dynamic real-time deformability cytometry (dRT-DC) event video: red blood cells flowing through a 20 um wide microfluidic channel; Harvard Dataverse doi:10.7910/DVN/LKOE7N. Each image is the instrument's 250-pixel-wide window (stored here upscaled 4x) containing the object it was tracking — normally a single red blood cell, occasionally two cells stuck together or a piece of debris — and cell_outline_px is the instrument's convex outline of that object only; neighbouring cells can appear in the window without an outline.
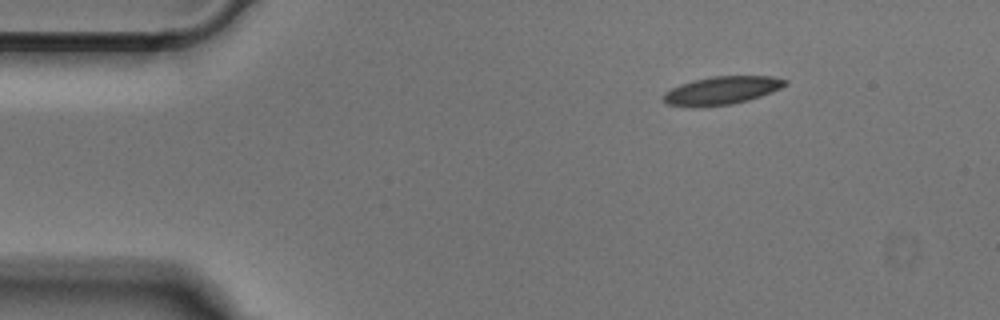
{"species": "Egyptian fruit bat (a non-hibernating species)", "species_latin": "Rousettus aegyptiacus", "temperature_condition": "cold", "stored_images_in_passage": 45, "camera_frame_rate_fps": 3000, "um_per_image_px": 0.085, "animal": {"sex": "male"}, "frame": {"image": 1, "passage_image": 1, "time_ms": 0.0, "image_size_px": [1000, 320], "cell_outline_px": [[788, 84], [772, 92], [748, 100], [732, 104], [692, 108], [668, 104], [664, 100], [664, 92], [680, 84], [692, 80], [712, 76], [772, 76], [788, 80]], "centroid_in_image_um": [61.35, 7.69], "position_along_channel_um": 23.7, "area_um2": 20.06}}
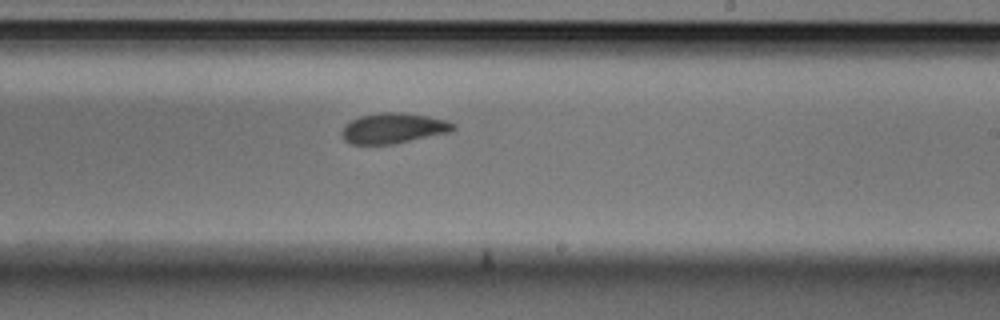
{"frame": {"image": 2, "passage_image": 24, "time_ms": 7.667, "image_size_px": [1000, 320], "cell_outline_px": [[456, 128], [452, 132], [392, 144], [352, 144], [344, 140], [340, 132], [344, 124], [360, 116], [380, 112], [400, 112], [428, 116], [444, 120], [456, 124]], "centroid_in_image_um": [33.43, 10.9], "position_along_channel_um": 255.6, "area_um2": 19.83}}
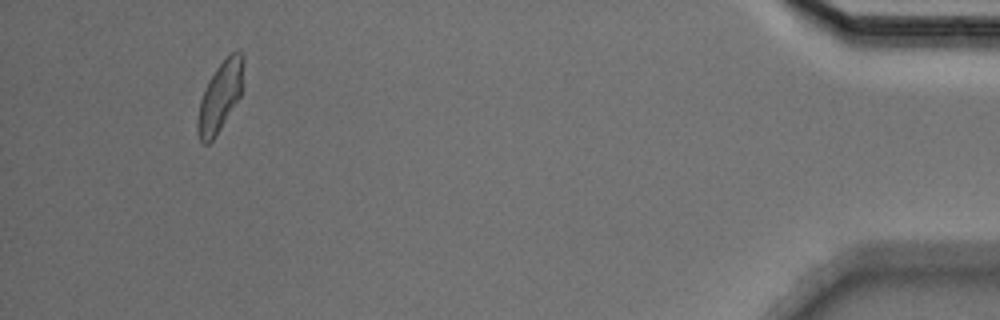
{"frame": {"image": 3, "passage_image": 42, "time_ms": 13.667, "image_size_px": [1000, 320], "cell_outline_px": [[244, 60], [240, 96], [220, 128], [212, 140], [208, 144], [204, 144], [200, 140], [196, 132], [196, 120], [200, 100], [208, 80], [216, 68], [236, 48], [240, 48], [244, 56]], "centroid_in_image_um": [18.69, 8.17], "position_along_channel_um": 416.5, "area_um2": 18.55}}